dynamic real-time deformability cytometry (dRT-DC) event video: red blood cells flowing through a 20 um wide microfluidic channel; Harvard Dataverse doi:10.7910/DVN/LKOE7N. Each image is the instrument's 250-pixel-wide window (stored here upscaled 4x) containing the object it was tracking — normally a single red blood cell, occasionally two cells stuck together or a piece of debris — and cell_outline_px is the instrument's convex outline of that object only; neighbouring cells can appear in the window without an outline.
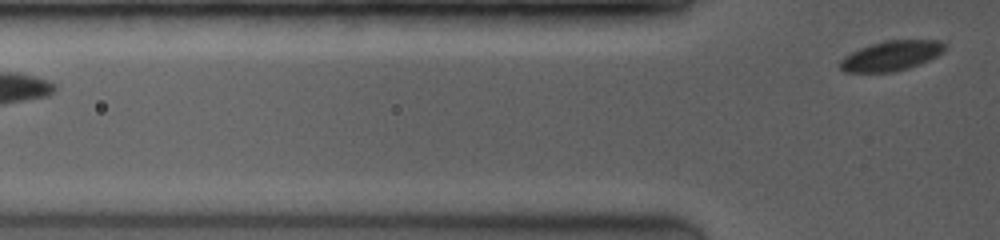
{"species": "common noctule bat (a hibernating species)", "species_latin": "Nyctalus noctula", "temperature_condition": "room temperature", "stored_images_in_passage": 3, "camera_frame_rate_fps": 3500, "um_per_image_px": 0.085, "animal": {"sex": "female", "body_mass_g": 19.0, "forearm_length_mm": 53.3}, "frame": {"image": 1, "passage_image": 3, "time_ms": 1.714, "image_size_px": [1000, 240], "cell_outline_px": [[944, 48], [936, 56], [928, 60], [908, 68], [892, 72], [844, 72], [840, 68], [840, 60], [844, 56], [860, 48], [884, 40], [940, 40], [944, 44]], "centroid_in_image_um": [75.71, 4.74], "position_along_channel_um": 50.1, "area_um2": 17.98}}